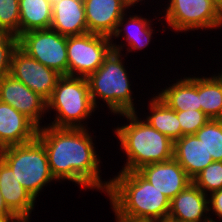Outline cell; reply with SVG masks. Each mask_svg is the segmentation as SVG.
Returning a JSON list of instances; mask_svg holds the SVG:
<instances>
[{"instance_id":"6da1fadb","label":"cell","mask_w":222,"mask_h":222,"mask_svg":"<svg viewBox=\"0 0 222 222\" xmlns=\"http://www.w3.org/2000/svg\"><path fill=\"white\" fill-rule=\"evenodd\" d=\"M87 129L44 125L38 128L37 138L45 147L49 168L56 182L68 180L83 189L102 190L106 194L110 180H101V161Z\"/></svg>"},{"instance_id":"7a4b0ae2","label":"cell","mask_w":222,"mask_h":222,"mask_svg":"<svg viewBox=\"0 0 222 222\" xmlns=\"http://www.w3.org/2000/svg\"><path fill=\"white\" fill-rule=\"evenodd\" d=\"M115 219L122 222H165L170 199L137 171H119L107 191Z\"/></svg>"},{"instance_id":"3957f363","label":"cell","mask_w":222,"mask_h":222,"mask_svg":"<svg viewBox=\"0 0 222 222\" xmlns=\"http://www.w3.org/2000/svg\"><path fill=\"white\" fill-rule=\"evenodd\" d=\"M135 112L120 114L130 121L115 129L127 162L121 171H137L145 165L164 162L173 158L174 142L161 134L147 121L140 120Z\"/></svg>"},{"instance_id":"277c9868","label":"cell","mask_w":222,"mask_h":222,"mask_svg":"<svg viewBox=\"0 0 222 222\" xmlns=\"http://www.w3.org/2000/svg\"><path fill=\"white\" fill-rule=\"evenodd\" d=\"M123 54L112 50L102 65L87 77L89 91L94 106L97 108V97L107 103L114 115L135 112L129 74L121 57Z\"/></svg>"},{"instance_id":"5b68a950","label":"cell","mask_w":222,"mask_h":222,"mask_svg":"<svg viewBox=\"0 0 222 222\" xmlns=\"http://www.w3.org/2000/svg\"><path fill=\"white\" fill-rule=\"evenodd\" d=\"M56 111L54 121L48 125L57 128H86L84 122L92 116L94 106L87 78L60 76L53 94L47 101V111ZM84 124V125H83Z\"/></svg>"},{"instance_id":"8992f818","label":"cell","mask_w":222,"mask_h":222,"mask_svg":"<svg viewBox=\"0 0 222 222\" xmlns=\"http://www.w3.org/2000/svg\"><path fill=\"white\" fill-rule=\"evenodd\" d=\"M1 159L35 200L43 187L55 180L45 147L37 137L28 143L5 147Z\"/></svg>"},{"instance_id":"52a82bcc","label":"cell","mask_w":222,"mask_h":222,"mask_svg":"<svg viewBox=\"0 0 222 222\" xmlns=\"http://www.w3.org/2000/svg\"><path fill=\"white\" fill-rule=\"evenodd\" d=\"M164 18L176 32L222 27V12L213 0H169Z\"/></svg>"},{"instance_id":"ba28073f","label":"cell","mask_w":222,"mask_h":222,"mask_svg":"<svg viewBox=\"0 0 222 222\" xmlns=\"http://www.w3.org/2000/svg\"><path fill=\"white\" fill-rule=\"evenodd\" d=\"M112 50L111 39L107 36L90 32L67 36L68 75L87 78Z\"/></svg>"},{"instance_id":"9c48e42d","label":"cell","mask_w":222,"mask_h":222,"mask_svg":"<svg viewBox=\"0 0 222 222\" xmlns=\"http://www.w3.org/2000/svg\"><path fill=\"white\" fill-rule=\"evenodd\" d=\"M18 46L61 76L68 75L67 36L52 29L31 30L18 37Z\"/></svg>"},{"instance_id":"30bf717a","label":"cell","mask_w":222,"mask_h":222,"mask_svg":"<svg viewBox=\"0 0 222 222\" xmlns=\"http://www.w3.org/2000/svg\"><path fill=\"white\" fill-rule=\"evenodd\" d=\"M10 75L24 83L46 101L52 96L56 83L61 76L55 70L44 66L29 56L19 46L12 54Z\"/></svg>"},{"instance_id":"8fae6325","label":"cell","mask_w":222,"mask_h":222,"mask_svg":"<svg viewBox=\"0 0 222 222\" xmlns=\"http://www.w3.org/2000/svg\"><path fill=\"white\" fill-rule=\"evenodd\" d=\"M0 101L24 114L38 128L43 115L48 112L47 101L10 74L0 78Z\"/></svg>"},{"instance_id":"7c38bea8","label":"cell","mask_w":222,"mask_h":222,"mask_svg":"<svg viewBox=\"0 0 222 222\" xmlns=\"http://www.w3.org/2000/svg\"><path fill=\"white\" fill-rule=\"evenodd\" d=\"M137 172L170 200L192 183V179L174 158L145 165Z\"/></svg>"},{"instance_id":"4fadbf2b","label":"cell","mask_w":222,"mask_h":222,"mask_svg":"<svg viewBox=\"0 0 222 222\" xmlns=\"http://www.w3.org/2000/svg\"><path fill=\"white\" fill-rule=\"evenodd\" d=\"M88 32L111 38L129 7L124 0H84Z\"/></svg>"},{"instance_id":"5bb4252c","label":"cell","mask_w":222,"mask_h":222,"mask_svg":"<svg viewBox=\"0 0 222 222\" xmlns=\"http://www.w3.org/2000/svg\"><path fill=\"white\" fill-rule=\"evenodd\" d=\"M207 197L192 182L170 201L168 219L183 222H217L207 216L210 215L209 198Z\"/></svg>"},{"instance_id":"9a60e30c","label":"cell","mask_w":222,"mask_h":222,"mask_svg":"<svg viewBox=\"0 0 222 222\" xmlns=\"http://www.w3.org/2000/svg\"><path fill=\"white\" fill-rule=\"evenodd\" d=\"M38 127L24 114L0 101V143L5 148L33 141Z\"/></svg>"},{"instance_id":"2e32d148","label":"cell","mask_w":222,"mask_h":222,"mask_svg":"<svg viewBox=\"0 0 222 222\" xmlns=\"http://www.w3.org/2000/svg\"><path fill=\"white\" fill-rule=\"evenodd\" d=\"M52 6L50 29L65 36L88 33L84 0H49Z\"/></svg>"},{"instance_id":"e0dca14e","label":"cell","mask_w":222,"mask_h":222,"mask_svg":"<svg viewBox=\"0 0 222 222\" xmlns=\"http://www.w3.org/2000/svg\"><path fill=\"white\" fill-rule=\"evenodd\" d=\"M0 192L7 208L15 216H29L34 209L35 199L17 181L11 167L0 158Z\"/></svg>"},{"instance_id":"ac0fdd59","label":"cell","mask_w":222,"mask_h":222,"mask_svg":"<svg viewBox=\"0 0 222 222\" xmlns=\"http://www.w3.org/2000/svg\"><path fill=\"white\" fill-rule=\"evenodd\" d=\"M173 158L191 179L213 162L205 145L195 134L184 135L174 142Z\"/></svg>"},{"instance_id":"d6986e66","label":"cell","mask_w":222,"mask_h":222,"mask_svg":"<svg viewBox=\"0 0 222 222\" xmlns=\"http://www.w3.org/2000/svg\"><path fill=\"white\" fill-rule=\"evenodd\" d=\"M126 14L127 13H125L119 20L117 28L110 38L113 50L121 52L123 51L122 49L124 46H128V53L134 50H142L143 48L147 47L148 44H150L151 38L153 37L152 34L154 30L151 27L153 24H151V20L143 18L142 16L140 17L136 14L134 16L130 15V17L127 19L125 18V16L127 17ZM125 21L126 23H124ZM123 25L124 27H122ZM122 31H125V33H122ZM121 33L124 37V40L127 41V45L122 46L123 42L119 44L120 46L116 45V43H113V38H119Z\"/></svg>"},{"instance_id":"ffe728a7","label":"cell","mask_w":222,"mask_h":222,"mask_svg":"<svg viewBox=\"0 0 222 222\" xmlns=\"http://www.w3.org/2000/svg\"><path fill=\"white\" fill-rule=\"evenodd\" d=\"M171 85L157 94L170 108L175 111L201 110L199 77H183Z\"/></svg>"},{"instance_id":"44dd1931","label":"cell","mask_w":222,"mask_h":222,"mask_svg":"<svg viewBox=\"0 0 222 222\" xmlns=\"http://www.w3.org/2000/svg\"><path fill=\"white\" fill-rule=\"evenodd\" d=\"M19 36L27 31L50 29L52 6L49 0H19Z\"/></svg>"},{"instance_id":"7402d4cb","label":"cell","mask_w":222,"mask_h":222,"mask_svg":"<svg viewBox=\"0 0 222 222\" xmlns=\"http://www.w3.org/2000/svg\"><path fill=\"white\" fill-rule=\"evenodd\" d=\"M148 106L150 114L146 116L145 121L173 142L182 137L181 126L175 110L170 108L157 95L155 97L153 95Z\"/></svg>"},{"instance_id":"603a6c76","label":"cell","mask_w":222,"mask_h":222,"mask_svg":"<svg viewBox=\"0 0 222 222\" xmlns=\"http://www.w3.org/2000/svg\"><path fill=\"white\" fill-rule=\"evenodd\" d=\"M199 105L210 119H222V74L199 77Z\"/></svg>"},{"instance_id":"cb8c5ba5","label":"cell","mask_w":222,"mask_h":222,"mask_svg":"<svg viewBox=\"0 0 222 222\" xmlns=\"http://www.w3.org/2000/svg\"><path fill=\"white\" fill-rule=\"evenodd\" d=\"M213 161H222V119H209L196 133Z\"/></svg>"},{"instance_id":"d4e9b609","label":"cell","mask_w":222,"mask_h":222,"mask_svg":"<svg viewBox=\"0 0 222 222\" xmlns=\"http://www.w3.org/2000/svg\"><path fill=\"white\" fill-rule=\"evenodd\" d=\"M192 182L202 190L206 195L208 192L222 189V161H213L200 173H198Z\"/></svg>"},{"instance_id":"484cf974","label":"cell","mask_w":222,"mask_h":222,"mask_svg":"<svg viewBox=\"0 0 222 222\" xmlns=\"http://www.w3.org/2000/svg\"><path fill=\"white\" fill-rule=\"evenodd\" d=\"M19 0H0V27L19 37Z\"/></svg>"},{"instance_id":"4316f807","label":"cell","mask_w":222,"mask_h":222,"mask_svg":"<svg viewBox=\"0 0 222 222\" xmlns=\"http://www.w3.org/2000/svg\"><path fill=\"white\" fill-rule=\"evenodd\" d=\"M182 136L195 134L210 119L201 110L176 111Z\"/></svg>"},{"instance_id":"83f0119b","label":"cell","mask_w":222,"mask_h":222,"mask_svg":"<svg viewBox=\"0 0 222 222\" xmlns=\"http://www.w3.org/2000/svg\"><path fill=\"white\" fill-rule=\"evenodd\" d=\"M17 47L18 37L15 35L0 43V78L10 74L12 54Z\"/></svg>"},{"instance_id":"f1b7e54d","label":"cell","mask_w":222,"mask_h":222,"mask_svg":"<svg viewBox=\"0 0 222 222\" xmlns=\"http://www.w3.org/2000/svg\"><path fill=\"white\" fill-rule=\"evenodd\" d=\"M209 198V211L214 212L222 220V189L212 192Z\"/></svg>"},{"instance_id":"f546056e","label":"cell","mask_w":222,"mask_h":222,"mask_svg":"<svg viewBox=\"0 0 222 222\" xmlns=\"http://www.w3.org/2000/svg\"><path fill=\"white\" fill-rule=\"evenodd\" d=\"M15 215L7 208L3 196L0 192V222H7Z\"/></svg>"},{"instance_id":"4dcf8cb0","label":"cell","mask_w":222,"mask_h":222,"mask_svg":"<svg viewBox=\"0 0 222 222\" xmlns=\"http://www.w3.org/2000/svg\"><path fill=\"white\" fill-rule=\"evenodd\" d=\"M30 216H14L13 218L9 219L7 222H30Z\"/></svg>"},{"instance_id":"1f68e13d","label":"cell","mask_w":222,"mask_h":222,"mask_svg":"<svg viewBox=\"0 0 222 222\" xmlns=\"http://www.w3.org/2000/svg\"><path fill=\"white\" fill-rule=\"evenodd\" d=\"M11 35L5 28L0 27V43L5 42Z\"/></svg>"},{"instance_id":"d6a6232c","label":"cell","mask_w":222,"mask_h":222,"mask_svg":"<svg viewBox=\"0 0 222 222\" xmlns=\"http://www.w3.org/2000/svg\"><path fill=\"white\" fill-rule=\"evenodd\" d=\"M143 0H124L125 4L130 8L131 6H134L135 4L142 2Z\"/></svg>"},{"instance_id":"836d02e7","label":"cell","mask_w":222,"mask_h":222,"mask_svg":"<svg viewBox=\"0 0 222 222\" xmlns=\"http://www.w3.org/2000/svg\"><path fill=\"white\" fill-rule=\"evenodd\" d=\"M215 5L220 9L222 12V0H213Z\"/></svg>"},{"instance_id":"e575fe53","label":"cell","mask_w":222,"mask_h":222,"mask_svg":"<svg viewBox=\"0 0 222 222\" xmlns=\"http://www.w3.org/2000/svg\"><path fill=\"white\" fill-rule=\"evenodd\" d=\"M3 151H4V147L0 143V158H1L2 154H3Z\"/></svg>"},{"instance_id":"d590c367","label":"cell","mask_w":222,"mask_h":222,"mask_svg":"<svg viewBox=\"0 0 222 222\" xmlns=\"http://www.w3.org/2000/svg\"><path fill=\"white\" fill-rule=\"evenodd\" d=\"M165 222H183V221H177V220H174V219H167Z\"/></svg>"}]
</instances>
